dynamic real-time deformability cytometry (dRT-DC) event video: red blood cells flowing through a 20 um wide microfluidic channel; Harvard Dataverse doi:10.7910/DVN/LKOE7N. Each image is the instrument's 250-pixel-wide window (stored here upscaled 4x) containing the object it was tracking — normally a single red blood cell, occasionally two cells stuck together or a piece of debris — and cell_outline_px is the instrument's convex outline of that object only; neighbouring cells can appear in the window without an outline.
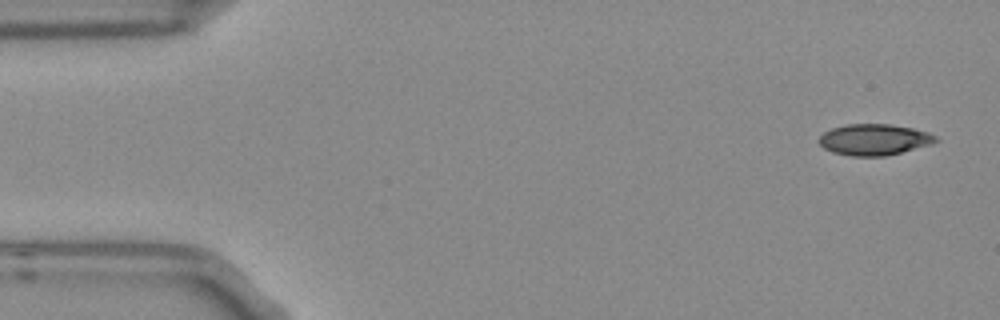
{"species": "Egyptian fruit bat (a non-hibernating species)", "species_latin": "Rousettus aegyptiacus", "temperature_condition": "room temperature", "stored_images_in_passage": 4, "camera_frame_rate_fps": 3000, "um_per_image_px": 0.085, "frame": {"image": 1, "passage_image": 1, "time_ms": 0.0, "image_size_px": [1000, 320], "cell_outline_px": [[940, 140], [932, 144], [884, 156], [852, 156], [832, 152], [824, 148], [820, 144], [820, 136], [824, 132], [832, 128], [848, 124], [888, 124], [912, 128], [928, 132], [936, 136]], "centroid_in_image_um": [74.32, 11.86], "position_along_channel_um": 10.7, "area_um2": 21.04}}